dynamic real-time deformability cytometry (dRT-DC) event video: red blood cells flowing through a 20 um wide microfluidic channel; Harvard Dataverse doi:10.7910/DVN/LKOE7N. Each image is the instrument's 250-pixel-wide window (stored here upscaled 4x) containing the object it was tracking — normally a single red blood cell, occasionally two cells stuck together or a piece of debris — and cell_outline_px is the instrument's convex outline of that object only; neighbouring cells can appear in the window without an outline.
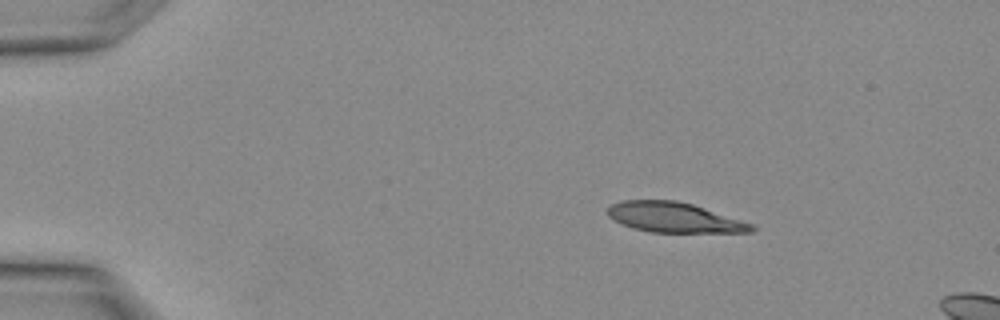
{"species": "Egyptian fruit bat (a non-hibernating species)", "species_latin": "Rousettus aegyptiacus", "temperature_condition": "warm", "stored_images_in_passage": 2, "camera_frame_rate_fps": 3000, "um_per_image_px": 0.085, "animal": {"sex": "female"}, "frame": {"image": 1, "passage_image": 2, "time_ms": 0.333, "image_size_px": [1000, 320], "cell_outline_px": [[756, 228], [752, 232], [652, 232], [632, 228], [608, 216], [608, 208], [612, 204], [624, 200], [676, 200], [692, 204], [756, 224]], "centroid_in_image_um": [57.37, 18.48], "position_along_channel_um": 27.6, "area_um2": 25.09}}